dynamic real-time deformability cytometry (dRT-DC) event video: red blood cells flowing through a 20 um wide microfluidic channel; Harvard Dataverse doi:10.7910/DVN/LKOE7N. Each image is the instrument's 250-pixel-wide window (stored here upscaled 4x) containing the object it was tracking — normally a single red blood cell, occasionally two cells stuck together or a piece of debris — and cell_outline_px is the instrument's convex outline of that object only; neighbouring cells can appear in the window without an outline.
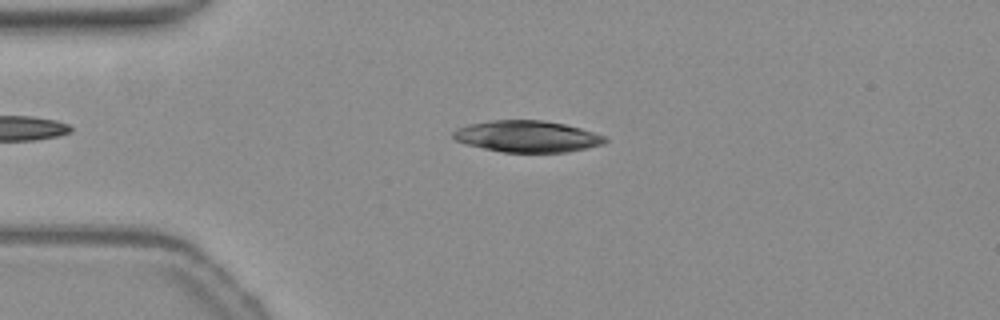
{"species": "common noctule bat (a hibernating species)", "species_latin": "Nyctalus noctula", "temperature_condition": "warm", "stored_images_in_passage": 46, "camera_frame_rate_fps": 3000, "um_per_image_px": 0.085, "animal": {"sex": "female", "body_mass_g": 19.3, "forearm_length_mm": 54.1}, "frame": {"image": 1, "passage_image": 5, "time_ms": 1.333, "image_size_px": [1000, 320], "cell_outline_px": [[608, 140], [600, 144], [584, 148], [564, 152], [504, 152], [464, 144], [456, 140], [452, 136], [452, 132], [456, 128], [468, 124], [488, 120], [544, 120], [564, 124], [580, 128], [604, 136]], "centroid_in_image_um": [44.73, 11.58], "position_along_channel_um": 40.3, "area_um2": 27.69}}
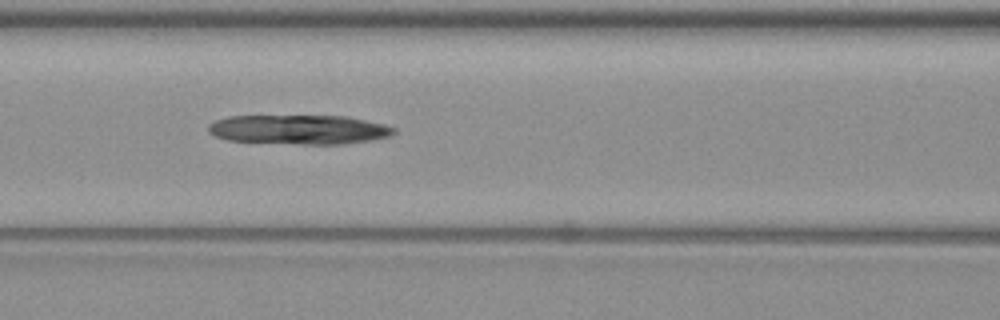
{"frame": {"image": 2, "passage_image": 15, "time_ms": 4.667, "image_size_px": [1000, 320], "cell_outline_px": [[396, 132], [388, 136], [372, 140], [344, 144], [300, 144], [228, 140], [216, 136], [208, 132], [208, 124], [216, 120], [228, 116], [344, 116], [384, 124], [396, 128]], "centroid_in_image_um": [25.41, 11.01], "position_along_channel_um": 141.2, "area_um2": 31.67}}